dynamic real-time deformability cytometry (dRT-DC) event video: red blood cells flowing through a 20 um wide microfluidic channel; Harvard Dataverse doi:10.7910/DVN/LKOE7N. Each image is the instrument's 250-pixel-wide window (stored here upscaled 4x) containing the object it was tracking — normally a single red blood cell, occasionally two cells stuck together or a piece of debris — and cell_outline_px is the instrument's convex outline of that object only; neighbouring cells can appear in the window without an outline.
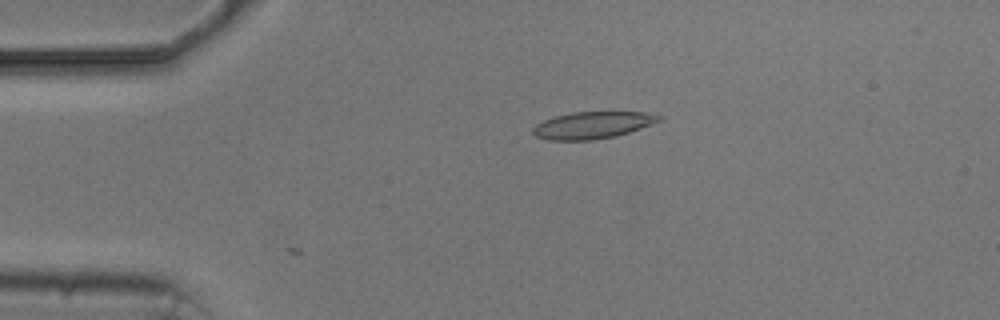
{"species": "common noctule bat (a hibernating species)", "species_latin": "Nyctalus noctula", "temperature_condition": "cold", "stored_images_in_passage": 4, "camera_frame_rate_fps": 3000, "um_per_image_px": 0.085, "animal": {"sex": "male", "body_mass_g": 20.5, "forearm_length_mm": 52.5}, "frame": {"image": 1, "passage_image": 3, "time_ms": 3.0, "image_size_px": [1000, 320], "cell_outline_px": [[664, 120], [616, 136], [592, 140], [548, 140], [536, 136], [532, 132], [532, 128], [536, 124], [544, 120], [556, 116], [572, 112], [644, 112], [664, 116]], "centroid_in_image_um": [50.39, 10.63], "position_along_channel_um": 34.6, "area_um2": 19.83}}